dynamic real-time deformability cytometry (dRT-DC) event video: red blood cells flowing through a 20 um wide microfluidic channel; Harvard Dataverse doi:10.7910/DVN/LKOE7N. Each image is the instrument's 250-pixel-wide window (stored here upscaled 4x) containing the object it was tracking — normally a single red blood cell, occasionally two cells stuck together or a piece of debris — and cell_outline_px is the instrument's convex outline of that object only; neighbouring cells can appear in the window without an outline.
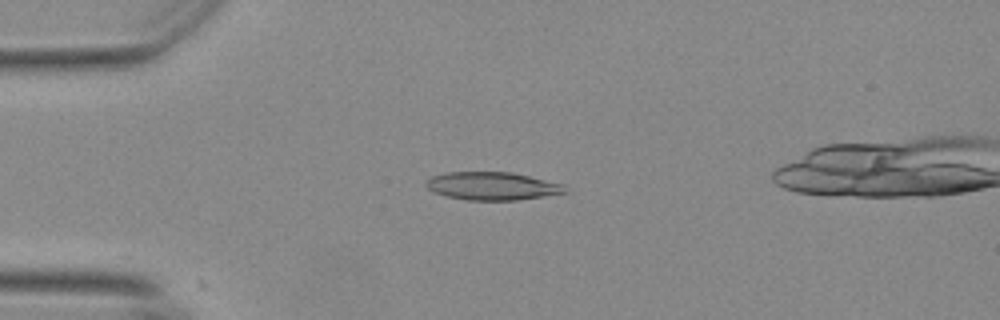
{"species": "Egyptian fruit bat (a non-hibernating species)", "species_latin": "Rousettus aegyptiacus", "temperature_condition": "warm", "stored_images_in_passage": 30, "camera_frame_rate_fps": 3000, "um_per_image_px": 0.085, "animal": {"sex": "female"}, "frame": {"image": 1, "passage_image": 13, "time_ms": 4.0, "image_size_px": [1000, 320], "cell_outline_px": [[568, 192], [544, 196], [516, 200], [468, 200], [444, 196], [432, 192], [424, 184], [432, 176], [448, 172], [512, 172], [564, 184]], "centroid_in_image_um": [41.83, 15.81], "position_along_channel_um": 43.2, "area_um2": 22.72}}
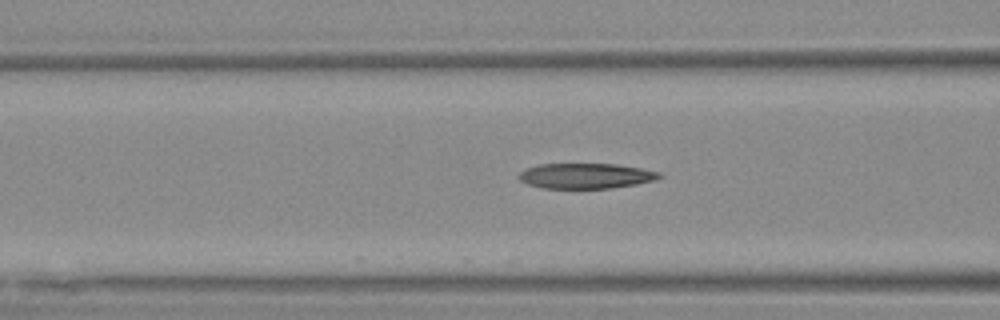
{"frame": {"image": 2, "passage_image": 21, "time_ms": 6.667, "image_size_px": [1000, 320], "cell_outline_px": [[664, 176], [652, 180], [636, 184], [612, 188], [544, 188], [528, 184], [520, 180], [516, 176], [520, 172], [528, 168], [540, 164], [616, 164], [640, 168], [660, 172]], "centroid_in_image_um": [49.79, 14.95], "position_along_channel_um": 116.8, "area_um2": 20.58}}
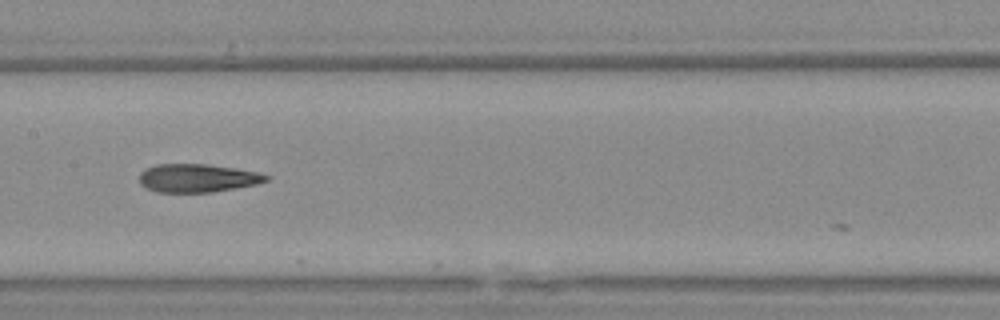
{"frame": {"image": 3, "passage_image": 27, "time_ms": 8.667, "image_size_px": [1000, 320], "cell_outline_px": [[272, 176], [268, 180], [256, 184], [236, 188], [212, 192], [156, 192], [140, 184], [140, 172], [156, 164], [204, 164], [260, 172]], "centroid_in_image_um": [16.81, 15.14], "position_along_channel_um": 190.6, "area_um2": 20.81}}